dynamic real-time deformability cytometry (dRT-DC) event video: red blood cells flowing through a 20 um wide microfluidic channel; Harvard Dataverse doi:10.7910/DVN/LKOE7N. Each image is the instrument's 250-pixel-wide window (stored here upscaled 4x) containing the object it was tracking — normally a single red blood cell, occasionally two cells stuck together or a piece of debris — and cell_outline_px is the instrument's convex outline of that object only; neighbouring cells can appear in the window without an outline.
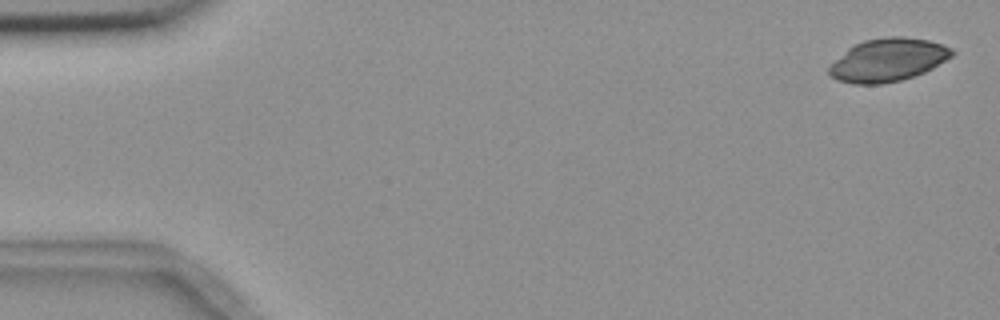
{"species": "common noctule bat (a hibernating species)", "species_latin": "Nyctalus noctula", "temperature_condition": "room temperature", "stored_images_in_passage": 4, "camera_frame_rate_fps": 3000, "um_per_image_px": 0.085, "animal": {"sex": "female", "body_mass_g": 18.4}, "frame": {"image": 1, "passage_image": 1, "time_ms": 0.0, "image_size_px": [1000, 320], "cell_outline_px": [[956, 52], [952, 56], [932, 68], [924, 72], [900, 80], [880, 84], [852, 84], [836, 80], [828, 72], [828, 68], [848, 48], [864, 40], [888, 36], [904, 36], [928, 40], [944, 44], [952, 48]], "centroid_in_image_um": [75.5, 5.09], "position_along_channel_um": 9.5, "area_um2": 30.69}}